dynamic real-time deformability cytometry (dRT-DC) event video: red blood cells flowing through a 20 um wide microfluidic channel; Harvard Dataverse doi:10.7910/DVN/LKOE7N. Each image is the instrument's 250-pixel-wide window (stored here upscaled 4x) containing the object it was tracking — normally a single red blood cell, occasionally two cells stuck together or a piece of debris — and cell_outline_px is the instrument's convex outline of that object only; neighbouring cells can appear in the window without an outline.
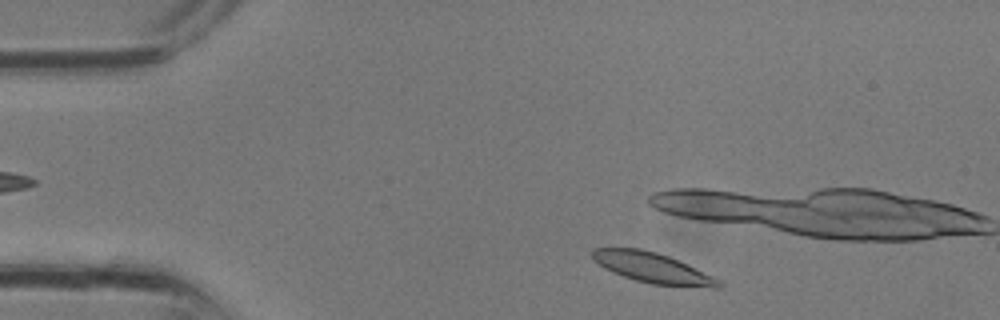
{"species": "common noctule bat (a hibernating species)", "species_latin": "Nyctalus noctula", "temperature_condition": "room temperature", "stored_images_in_passage": 15, "camera_frame_rate_fps": 3000, "um_per_image_px": 0.085, "animal": {"sex": "male", "body_mass_g": 13.3}, "frame": {"image": 1, "passage_image": 1, "time_ms": 0.0, "image_size_px": [1000, 320], "cell_outline_px": [[724, 284], [720, 288], [712, 288], [652, 284], [636, 280], [612, 272], [604, 268], [592, 260], [592, 248], [640, 248], [656, 252], [668, 256], [688, 264], [720, 280]], "centroid_in_image_um": [55.47, 22.77], "position_along_channel_um": 29.5, "area_um2": 22.31}}